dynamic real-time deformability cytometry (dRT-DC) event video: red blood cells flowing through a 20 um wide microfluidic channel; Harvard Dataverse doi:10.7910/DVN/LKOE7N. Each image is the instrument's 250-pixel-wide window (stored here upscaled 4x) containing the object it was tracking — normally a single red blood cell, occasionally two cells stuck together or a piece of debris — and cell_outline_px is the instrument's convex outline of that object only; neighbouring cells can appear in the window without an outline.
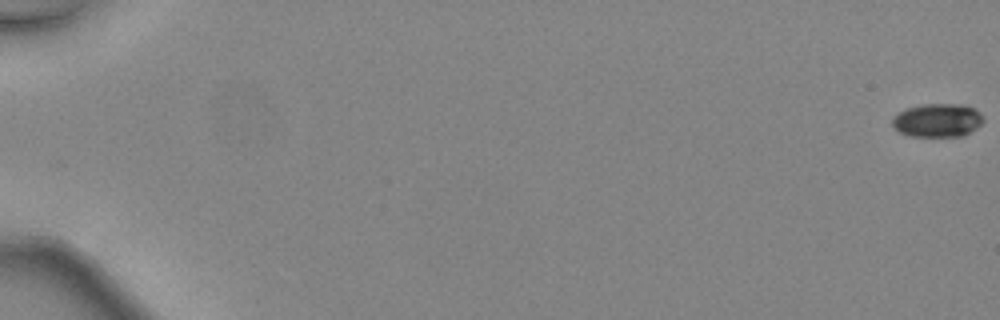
{"species": "common noctule bat (a hibernating species)", "species_latin": "Nyctalus noctula", "temperature_condition": "warm", "stored_images_in_passage": 49, "camera_frame_rate_fps": 3000, "um_per_image_px": 0.085, "animal": {"sex": "female", "body_mass_g": 24.6, "forearm_length_mm": 56.2}, "frame": {"image": 1, "passage_image": 1, "time_ms": 0.0, "image_size_px": [1000, 320], "cell_outline_px": [[984, 120], [976, 128], [964, 136], [912, 136], [900, 132], [892, 124], [892, 116], [908, 108], [924, 104], [960, 104], [972, 108], [980, 112], [984, 116]], "centroid_in_image_um": [79.71, 10.22], "position_along_channel_um": 5.3, "area_um2": 17.63}}
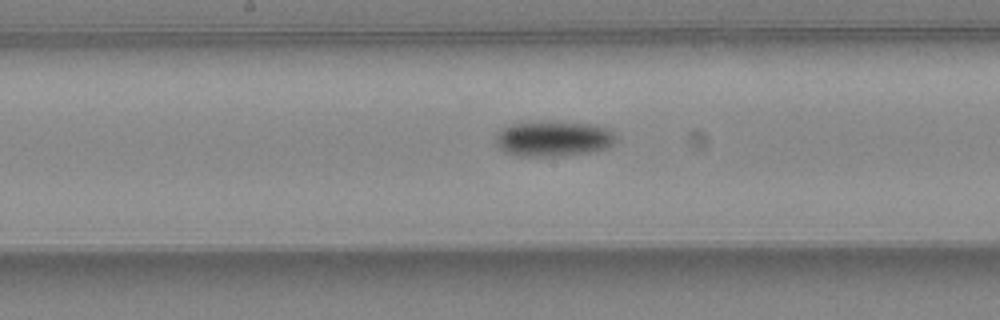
{"frame": {"image": 2, "passage_image": 28, "time_ms": 9.0, "image_size_px": [1000, 320], "cell_outline_px": [[616, 140], [608, 148], [592, 152], [560, 156], [516, 156], [504, 152], [496, 144], [496, 132], [500, 128], [512, 124], [528, 120], [588, 124], [608, 128], [616, 136]], "centroid_in_image_um": [46.98, 11.78], "position_along_channel_um": 201.2, "area_um2": 25.26}}
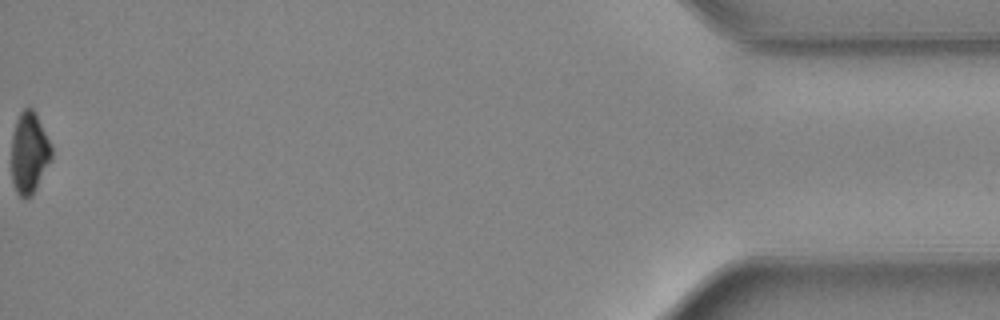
{"frame": {"image": 3, "passage_image": 49, "time_ms": 16.0, "image_size_px": [1000, 320], "cell_outline_px": [[52, 160], [32, 196], [28, 200], [24, 200], [16, 192], [12, 184], [12, 136], [16, 120], [20, 112], [24, 108], [32, 108], [36, 112], [52, 144]], "centroid_in_image_um": [2.51, 13.02], "position_along_channel_um": 432.7, "area_um2": 19.54}, "authors_computed_cell_mechanics": {"area_um2": 20.9814, "velocity_mm_per_s": 4.553, "shape_relaxation_time_tau1_ms": 2.377, "shape_relaxation_time_tau2_ms": null, "deformation_change_tau1": 0.106, "deformation_change_tau2": null}}